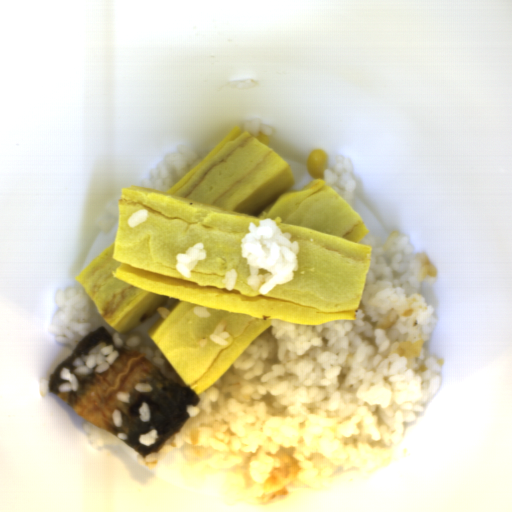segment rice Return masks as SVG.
I'll use <instances>...</instances> for the list:
<instances>
[{
  "instance_id": "a35209c6",
  "label": "rice",
  "mask_w": 512,
  "mask_h": 512,
  "mask_svg": "<svg viewBox=\"0 0 512 512\" xmlns=\"http://www.w3.org/2000/svg\"><path fill=\"white\" fill-rule=\"evenodd\" d=\"M116 398H117V400H119L121 402L129 403L131 401V394L125 393L122 391H118L116 394Z\"/></svg>"
},
{
  "instance_id": "d2b440a0",
  "label": "rice",
  "mask_w": 512,
  "mask_h": 512,
  "mask_svg": "<svg viewBox=\"0 0 512 512\" xmlns=\"http://www.w3.org/2000/svg\"><path fill=\"white\" fill-rule=\"evenodd\" d=\"M58 377L61 380L68 381L61 383L57 387L59 392H77L80 389V382L75 374L71 373L70 367H62L58 372Z\"/></svg>"
},
{
  "instance_id": "a0d8f996",
  "label": "rice",
  "mask_w": 512,
  "mask_h": 512,
  "mask_svg": "<svg viewBox=\"0 0 512 512\" xmlns=\"http://www.w3.org/2000/svg\"><path fill=\"white\" fill-rule=\"evenodd\" d=\"M138 414L141 422H147L151 420L152 412L151 408L148 403L141 402L139 408H138Z\"/></svg>"
},
{
  "instance_id": "5dc3fc45",
  "label": "rice",
  "mask_w": 512,
  "mask_h": 512,
  "mask_svg": "<svg viewBox=\"0 0 512 512\" xmlns=\"http://www.w3.org/2000/svg\"><path fill=\"white\" fill-rule=\"evenodd\" d=\"M193 314L195 317H201V318L210 317V315H211L209 310L202 306H194Z\"/></svg>"
},
{
  "instance_id": "acb35da6",
  "label": "rice",
  "mask_w": 512,
  "mask_h": 512,
  "mask_svg": "<svg viewBox=\"0 0 512 512\" xmlns=\"http://www.w3.org/2000/svg\"><path fill=\"white\" fill-rule=\"evenodd\" d=\"M210 152H198L192 146L178 145L175 153H169L164 161L153 167L142 187L168 191L187 176Z\"/></svg>"
},
{
  "instance_id": "5b0e9b7a",
  "label": "rice",
  "mask_w": 512,
  "mask_h": 512,
  "mask_svg": "<svg viewBox=\"0 0 512 512\" xmlns=\"http://www.w3.org/2000/svg\"><path fill=\"white\" fill-rule=\"evenodd\" d=\"M112 342L117 349L124 346V341L119 336L118 332H115L112 334Z\"/></svg>"
},
{
  "instance_id": "0b520998",
  "label": "rice",
  "mask_w": 512,
  "mask_h": 512,
  "mask_svg": "<svg viewBox=\"0 0 512 512\" xmlns=\"http://www.w3.org/2000/svg\"><path fill=\"white\" fill-rule=\"evenodd\" d=\"M204 246L205 244L198 242L189 247L185 253L176 255V268L180 274L189 279L191 277V270L197 266L198 261L207 259V250L204 249Z\"/></svg>"
},
{
  "instance_id": "023b6e5f",
  "label": "rice",
  "mask_w": 512,
  "mask_h": 512,
  "mask_svg": "<svg viewBox=\"0 0 512 512\" xmlns=\"http://www.w3.org/2000/svg\"><path fill=\"white\" fill-rule=\"evenodd\" d=\"M248 231L240 243L241 258L249 265L247 285L266 295L276 285L291 282L299 269L300 243L290 242L292 234L282 232L271 218L258 226L248 223Z\"/></svg>"
},
{
  "instance_id": "6a4a8fe4",
  "label": "rice",
  "mask_w": 512,
  "mask_h": 512,
  "mask_svg": "<svg viewBox=\"0 0 512 512\" xmlns=\"http://www.w3.org/2000/svg\"><path fill=\"white\" fill-rule=\"evenodd\" d=\"M157 438L158 431L156 428H153L148 432L141 433L138 440L141 444L152 447L157 442Z\"/></svg>"
},
{
  "instance_id": "e7b20468",
  "label": "rice",
  "mask_w": 512,
  "mask_h": 512,
  "mask_svg": "<svg viewBox=\"0 0 512 512\" xmlns=\"http://www.w3.org/2000/svg\"><path fill=\"white\" fill-rule=\"evenodd\" d=\"M120 200L114 199L107 205L103 218L95 222V226L104 234L113 229L119 219Z\"/></svg>"
},
{
  "instance_id": "a6de957c",
  "label": "rice",
  "mask_w": 512,
  "mask_h": 512,
  "mask_svg": "<svg viewBox=\"0 0 512 512\" xmlns=\"http://www.w3.org/2000/svg\"><path fill=\"white\" fill-rule=\"evenodd\" d=\"M112 422H113L114 426H116L118 428L123 426V422H124L123 414L118 408H115L113 410Z\"/></svg>"
},
{
  "instance_id": "f2f60c81",
  "label": "rice",
  "mask_w": 512,
  "mask_h": 512,
  "mask_svg": "<svg viewBox=\"0 0 512 512\" xmlns=\"http://www.w3.org/2000/svg\"><path fill=\"white\" fill-rule=\"evenodd\" d=\"M82 428L88 433L87 441L94 448H100L105 446H123L127 445L124 441H127L128 437L126 433L117 432L116 436L110 432L94 425L93 423H83Z\"/></svg>"
},
{
  "instance_id": "5b1b7eff",
  "label": "rice",
  "mask_w": 512,
  "mask_h": 512,
  "mask_svg": "<svg viewBox=\"0 0 512 512\" xmlns=\"http://www.w3.org/2000/svg\"><path fill=\"white\" fill-rule=\"evenodd\" d=\"M148 218V211L147 209H141L134 214H132L128 219L126 224L129 227H136L142 223H144Z\"/></svg>"
},
{
  "instance_id": "4c4a6c54",
  "label": "rice",
  "mask_w": 512,
  "mask_h": 512,
  "mask_svg": "<svg viewBox=\"0 0 512 512\" xmlns=\"http://www.w3.org/2000/svg\"><path fill=\"white\" fill-rule=\"evenodd\" d=\"M156 311H157V314H158L161 318H163V319H165V320H166V319L168 318V316L171 314L170 310H169V309H167L166 307L158 306V307L156 308Z\"/></svg>"
},
{
  "instance_id": "b023fe2a",
  "label": "rice",
  "mask_w": 512,
  "mask_h": 512,
  "mask_svg": "<svg viewBox=\"0 0 512 512\" xmlns=\"http://www.w3.org/2000/svg\"><path fill=\"white\" fill-rule=\"evenodd\" d=\"M354 168L349 158L336 155V164L333 170L325 169L323 179L325 185L333 189L352 209L353 197L357 192V181L353 176Z\"/></svg>"
},
{
  "instance_id": "50a67109",
  "label": "rice",
  "mask_w": 512,
  "mask_h": 512,
  "mask_svg": "<svg viewBox=\"0 0 512 512\" xmlns=\"http://www.w3.org/2000/svg\"><path fill=\"white\" fill-rule=\"evenodd\" d=\"M243 129L254 137H257L259 133L269 137L272 135L273 131V129L267 125L262 124L261 119L258 118H254L252 121L244 123Z\"/></svg>"
},
{
  "instance_id": "652b925c",
  "label": "rice",
  "mask_w": 512,
  "mask_h": 512,
  "mask_svg": "<svg viewBox=\"0 0 512 512\" xmlns=\"http://www.w3.org/2000/svg\"><path fill=\"white\" fill-rule=\"evenodd\" d=\"M359 243L372 252L356 319H271L186 406L180 430L158 452L137 453L140 465L155 469L180 450L186 484L218 475L222 504L264 506L390 464L442 384V360L425 351L438 321L420 289L437 273L401 231Z\"/></svg>"
},
{
  "instance_id": "e3fd555f",
  "label": "rice",
  "mask_w": 512,
  "mask_h": 512,
  "mask_svg": "<svg viewBox=\"0 0 512 512\" xmlns=\"http://www.w3.org/2000/svg\"><path fill=\"white\" fill-rule=\"evenodd\" d=\"M119 356V352L114 349L113 344L100 342L91 348L87 354L75 357L72 365L75 368L76 375H88L90 373H101L108 370Z\"/></svg>"
},
{
  "instance_id": "fb1fb577",
  "label": "rice",
  "mask_w": 512,
  "mask_h": 512,
  "mask_svg": "<svg viewBox=\"0 0 512 512\" xmlns=\"http://www.w3.org/2000/svg\"><path fill=\"white\" fill-rule=\"evenodd\" d=\"M227 324L225 319L221 321L214 329L212 334L210 335V341L214 342L217 345H228V342L225 338H229V331H226Z\"/></svg>"
},
{
  "instance_id": "e75bcadf",
  "label": "rice",
  "mask_w": 512,
  "mask_h": 512,
  "mask_svg": "<svg viewBox=\"0 0 512 512\" xmlns=\"http://www.w3.org/2000/svg\"><path fill=\"white\" fill-rule=\"evenodd\" d=\"M134 388L137 392H141V393H147V392L153 391V387L149 383L139 382L138 384L135 385Z\"/></svg>"
},
{
  "instance_id": "29a250f4",
  "label": "rice",
  "mask_w": 512,
  "mask_h": 512,
  "mask_svg": "<svg viewBox=\"0 0 512 512\" xmlns=\"http://www.w3.org/2000/svg\"><path fill=\"white\" fill-rule=\"evenodd\" d=\"M49 389H50L49 381L47 379H43V378L40 379L39 392H40V395L42 398L48 394Z\"/></svg>"
},
{
  "instance_id": "9e0e92f6",
  "label": "rice",
  "mask_w": 512,
  "mask_h": 512,
  "mask_svg": "<svg viewBox=\"0 0 512 512\" xmlns=\"http://www.w3.org/2000/svg\"><path fill=\"white\" fill-rule=\"evenodd\" d=\"M238 274L236 270L231 269L229 271H226L225 278L222 279V283L225 284V288L228 291H231L234 289L236 282H237Z\"/></svg>"
},
{
  "instance_id": "8eca5e8b",
  "label": "rice",
  "mask_w": 512,
  "mask_h": 512,
  "mask_svg": "<svg viewBox=\"0 0 512 512\" xmlns=\"http://www.w3.org/2000/svg\"><path fill=\"white\" fill-rule=\"evenodd\" d=\"M55 300L58 311L51 316L48 331L58 343L77 345L91 331V298L84 286H68L56 291Z\"/></svg>"
},
{
  "instance_id": "a3056103",
  "label": "rice",
  "mask_w": 512,
  "mask_h": 512,
  "mask_svg": "<svg viewBox=\"0 0 512 512\" xmlns=\"http://www.w3.org/2000/svg\"><path fill=\"white\" fill-rule=\"evenodd\" d=\"M125 350H137L144 354L145 358L158 367L168 380H173L180 386H186L179 374L157 346H149L141 336L130 334L125 341Z\"/></svg>"
}]
</instances>
